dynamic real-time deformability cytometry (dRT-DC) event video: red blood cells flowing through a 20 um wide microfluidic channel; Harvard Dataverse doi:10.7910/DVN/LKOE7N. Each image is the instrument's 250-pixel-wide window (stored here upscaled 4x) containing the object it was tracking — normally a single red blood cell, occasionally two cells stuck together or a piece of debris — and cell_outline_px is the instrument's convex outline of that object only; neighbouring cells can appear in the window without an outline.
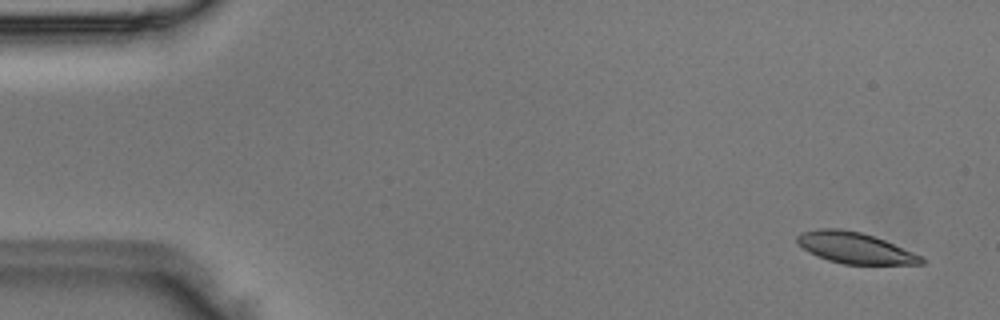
{"species": "Egyptian fruit bat (a non-hibernating species)", "species_latin": "Rousettus aegyptiacus", "temperature_condition": "room temperature", "stored_images_in_passage": 4, "camera_frame_rate_fps": 3000, "um_per_image_px": 0.085, "animal": {"sex": "male"}, "frame": {"image": 1, "passage_image": 1, "time_ms": 0.0, "image_size_px": [1000, 320], "cell_outline_px": [[924, 264], [844, 264], [828, 260], [816, 256], [808, 252], [796, 244], [796, 236], [800, 232], [820, 228], [840, 228], [860, 232], [884, 240], [924, 256]], "centroid_in_image_um": [72.63, 21.07], "position_along_channel_um": 12.4, "area_um2": 22.66}}
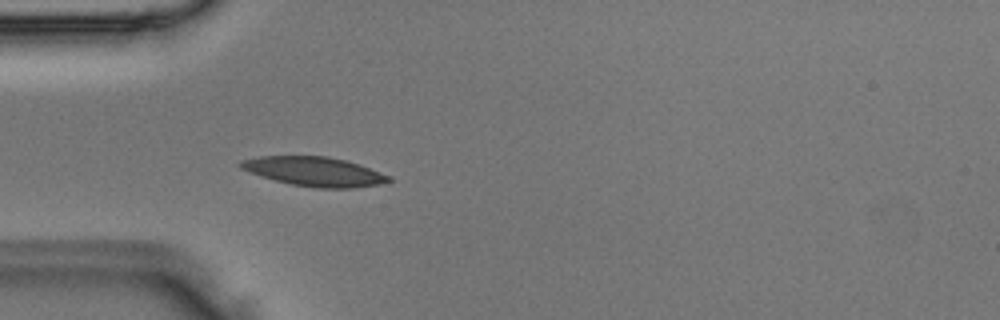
{"frame": {"image": 2, "passage_image": 4, "time_ms": 1.0, "image_size_px": [1000, 320], "cell_outline_px": [[392, 180], [380, 184], [352, 188], [316, 188], [292, 184], [276, 180], [240, 168], [236, 164], [240, 160], [260, 156], [328, 156], [360, 164], [392, 176]], "centroid_in_image_um": [26.75, 14.57], "position_along_channel_um": 58.2, "area_um2": 25.2}}